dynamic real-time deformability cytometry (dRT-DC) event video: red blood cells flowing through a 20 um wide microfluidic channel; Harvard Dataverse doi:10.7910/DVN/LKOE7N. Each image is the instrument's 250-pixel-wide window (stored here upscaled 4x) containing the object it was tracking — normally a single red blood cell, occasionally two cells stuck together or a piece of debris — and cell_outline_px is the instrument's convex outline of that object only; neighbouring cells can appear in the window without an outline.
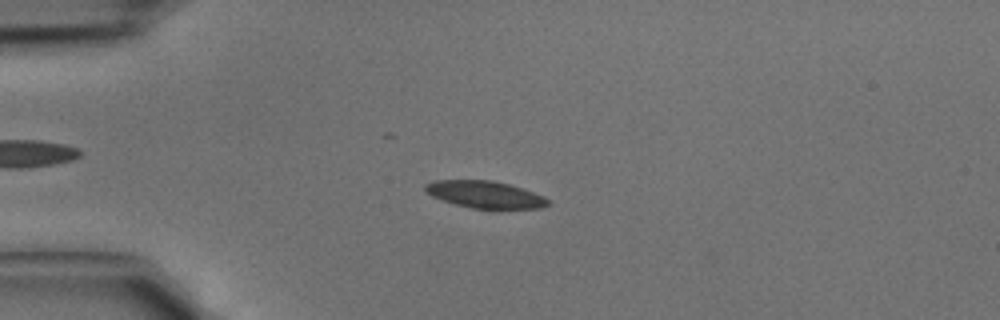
{"species": "common noctule bat (a hibernating species)", "species_latin": "Nyctalus noctula", "temperature_condition": "cold", "stored_images_in_passage": 43, "camera_frame_rate_fps": 3000, "um_per_image_px": 0.085, "animal": {"sex": "male", "body_mass_g": 15.6}, "frame": {"image": 1, "passage_image": 11, "time_ms": 3.333, "image_size_px": [1000, 320], "cell_outline_px": [[548, 204], [544, 208], [472, 208], [440, 200], [432, 196], [424, 188], [424, 184], [436, 180], [492, 180], [508, 184], [544, 196], [548, 200]], "centroid_in_image_um": [41.19, 16.52], "position_along_channel_um": 43.8, "area_um2": 19.07}}
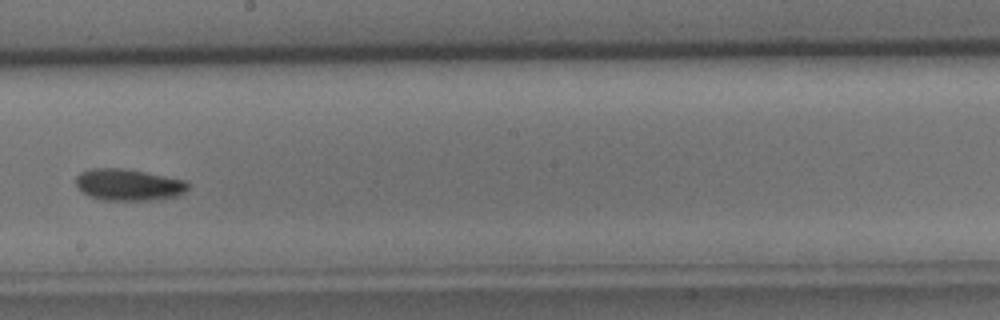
{"frame": {"image": 2, "passage_image": 25, "time_ms": 8.0, "image_size_px": [1000, 320], "cell_outline_px": [[188, 188], [184, 192], [176, 196], [156, 200], [104, 200], [88, 196], [76, 188], [76, 176], [80, 172], [92, 168], [124, 168], [188, 180]], "centroid_in_image_um": [10.91, 15.7], "position_along_channel_um": 237.3, "area_um2": 20.92}}
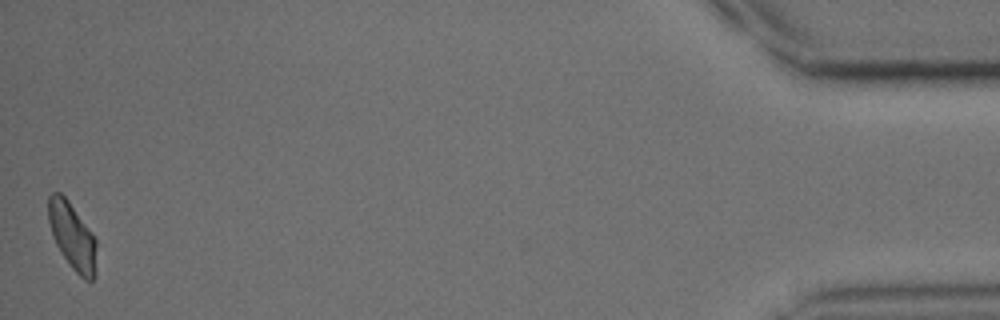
{"frame": {"image": 3, "passage_image": 43, "time_ms": 14.0, "image_size_px": [1000, 320], "cell_outline_px": [[96, 276], [92, 280], [84, 280], [72, 268], [60, 252], [52, 236], [48, 220], [48, 196], [52, 192], [60, 192], [68, 200], [92, 232], [96, 240]], "centroid_in_image_um": [6.15, 20.08], "position_along_channel_um": 429.1, "area_um2": 18.9}}